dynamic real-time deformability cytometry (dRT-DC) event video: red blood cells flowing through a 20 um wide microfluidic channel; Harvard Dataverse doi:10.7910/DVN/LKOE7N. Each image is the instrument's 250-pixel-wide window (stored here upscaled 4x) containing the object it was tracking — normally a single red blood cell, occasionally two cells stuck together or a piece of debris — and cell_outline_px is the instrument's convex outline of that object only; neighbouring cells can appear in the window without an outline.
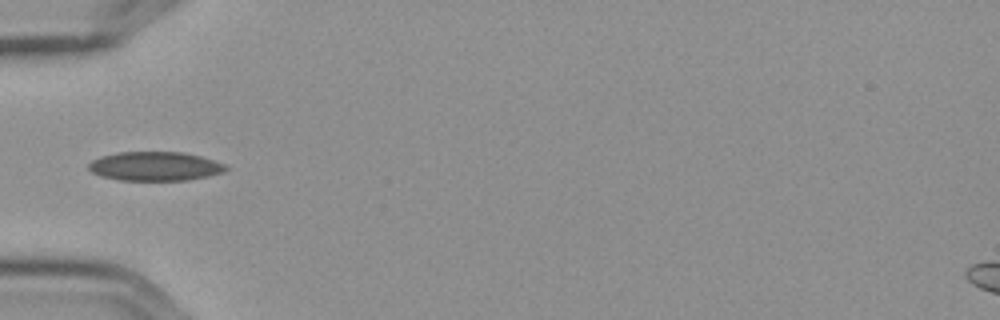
{"species": "Egyptian fruit bat (a non-hibernating species)", "species_latin": "Rousettus aegyptiacus", "temperature_condition": "cold", "stored_images_in_passage": 7, "camera_frame_rate_fps": 3000, "um_per_image_px": 0.085, "frame": {"image": 1, "passage_image": 5, "time_ms": 1.333, "image_size_px": [1000, 320], "cell_outline_px": [[228, 168], [224, 172], [208, 176], [188, 180], [120, 180], [100, 176], [92, 172], [88, 168], [88, 164], [92, 160], [100, 156], [116, 152], [180, 152], [200, 156], [224, 164]], "centroid_in_image_um": [13.14, 14.13], "position_along_channel_um": 71.9, "area_um2": 23.18}}
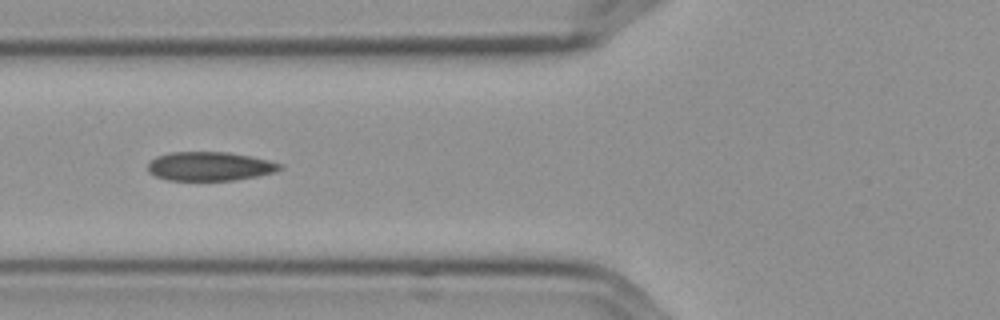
{"frame": {"image": 2, "passage_image": 6, "time_ms": 1.667, "image_size_px": [1000, 320], "cell_outline_px": [[284, 168], [276, 172], [236, 180], [168, 180], [156, 176], [148, 172], [148, 164], [156, 156], [172, 152], [228, 152], [268, 160], [280, 164]], "centroid_in_image_um": [17.83, 14.14], "position_along_channel_um": 108.0, "area_um2": 22.14}}
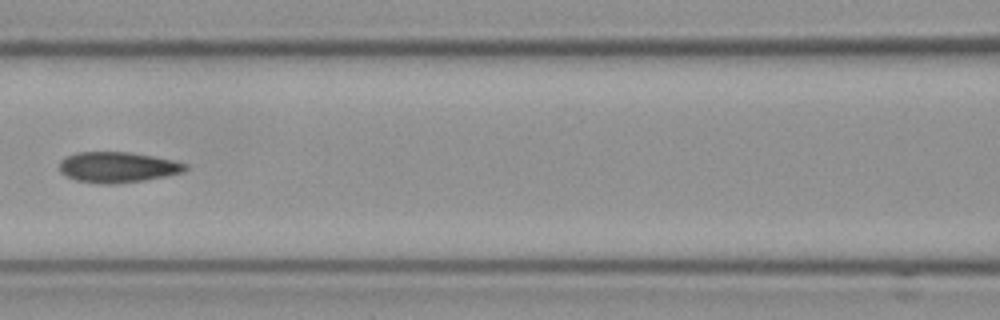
{"frame": {"image": 3, "passage_image": 7, "time_ms": 2.0, "image_size_px": [1000, 320], "cell_outline_px": [[188, 168], [184, 172], [168, 176], [144, 180], [116, 184], [100, 184], [76, 180], [60, 172], [60, 160], [76, 152], [128, 152], [152, 156], [172, 160], [188, 164]], "centroid_in_image_um": [10.02, 14.22], "position_along_channel_um": 156.6, "area_um2": 22.48}}